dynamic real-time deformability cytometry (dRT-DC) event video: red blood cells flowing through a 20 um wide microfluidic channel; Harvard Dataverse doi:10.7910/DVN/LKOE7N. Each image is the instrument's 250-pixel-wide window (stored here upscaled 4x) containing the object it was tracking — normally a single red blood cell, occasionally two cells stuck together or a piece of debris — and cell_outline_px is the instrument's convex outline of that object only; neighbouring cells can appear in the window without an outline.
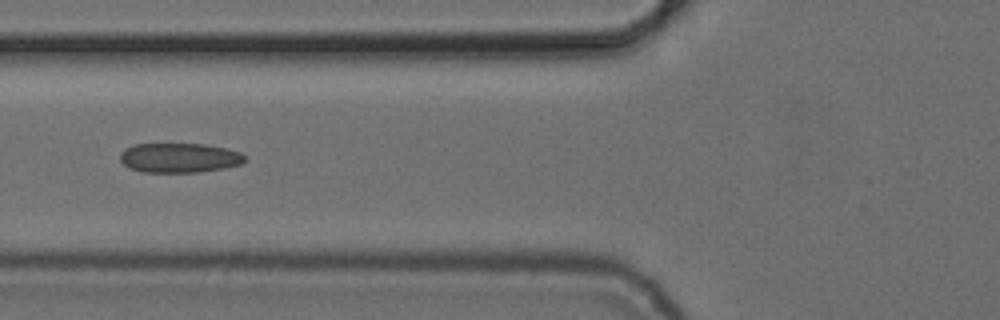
{"species": "common noctule bat (a hibernating species)", "species_latin": "Nyctalus noctula", "temperature_condition": "cold", "stored_images_in_passage": 8, "camera_frame_rate_fps": 3000, "um_per_image_px": 0.085, "animal": {"sex": "female", "body_mass_g": 24.6, "forearm_length_mm": 56.2}, "frame": {"image": 1, "passage_image": 5, "time_ms": 4.667, "image_size_px": [1000, 320], "cell_outline_px": [[248, 160], [240, 164], [224, 168], [200, 172], [144, 172], [128, 168], [120, 160], [120, 152], [124, 148], [136, 144], [204, 144], [224, 148], [240, 152]], "centroid_in_image_um": [15.23, 13.41], "position_along_channel_um": 110.6, "area_um2": 21.56}}
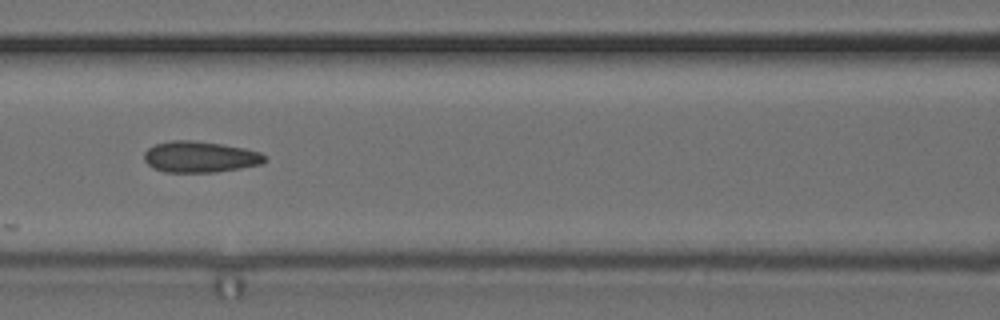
{"frame": {"image": 2, "passage_image": 6, "time_ms": 5.667, "image_size_px": [1000, 320], "cell_outline_px": [[268, 160], [260, 164], [240, 168], [216, 172], [164, 172], [152, 168], [144, 160], [144, 152], [148, 148], [156, 144], [172, 140], [192, 140], [220, 144], [244, 148], [260, 152], [268, 156]], "centroid_in_image_um": [17.0, 13.34], "position_along_channel_um": 149.6, "area_um2": 21.96}}